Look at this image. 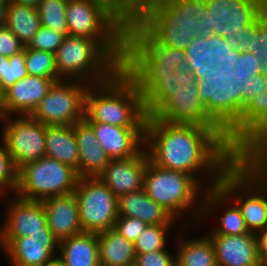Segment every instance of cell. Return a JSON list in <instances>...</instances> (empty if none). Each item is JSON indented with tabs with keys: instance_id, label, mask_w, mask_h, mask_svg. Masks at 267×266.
I'll return each mask as SVG.
<instances>
[{
	"instance_id": "ee69618b",
	"label": "cell",
	"mask_w": 267,
	"mask_h": 266,
	"mask_svg": "<svg viewBox=\"0 0 267 266\" xmlns=\"http://www.w3.org/2000/svg\"><path fill=\"white\" fill-rule=\"evenodd\" d=\"M20 40L5 26L0 27V55L10 58L24 50Z\"/></svg>"
},
{
	"instance_id": "ba28073f",
	"label": "cell",
	"mask_w": 267,
	"mask_h": 266,
	"mask_svg": "<svg viewBox=\"0 0 267 266\" xmlns=\"http://www.w3.org/2000/svg\"><path fill=\"white\" fill-rule=\"evenodd\" d=\"M186 51L158 44L139 24L125 30L124 61L127 73H171L186 68Z\"/></svg>"
},
{
	"instance_id": "9c48e42d",
	"label": "cell",
	"mask_w": 267,
	"mask_h": 266,
	"mask_svg": "<svg viewBox=\"0 0 267 266\" xmlns=\"http://www.w3.org/2000/svg\"><path fill=\"white\" fill-rule=\"evenodd\" d=\"M77 172L53 158L43 156L18 170L15 195L32 201L66 195L74 192L78 181Z\"/></svg>"
},
{
	"instance_id": "d4e9b609",
	"label": "cell",
	"mask_w": 267,
	"mask_h": 266,
	"mask_svg": "<svg viewBox=\"0 0 267 266\" xmlns=\"http://www.w3.org/2000/svg\"><path fill=\"white\" fill-rule=\"evenodd\" d=\"M118 217L140 219L148 225H174L176 219L153 201L144 188L117 198Z\"/></svg>"
},
{
	"instance_id": "816d5d0a",
	"label": "cell",
	"mask_w": 267,
	"mask_h": 266,
	"mask_svg": "<svg viewBox=\"0 0 267 266\" xmlns=\"http://www.w3.org/2000/svg\"><path fill=\"white\" fill-rule=\"evenodd\" d=\"M5 116L4 91L0 87V119Z\"/></svg>"
},
{
	"instance_id": "603a6c76",
	"label": "cell",
	"mask_w": 267,
	"mask_h": 266,
	"mask_svg": "<svg viewBox=\"0 0 267 266\" xmlns=\"http://www.w3.org/2000/svg\"><path fill=\"white\" fill-rule=\"evenodd\" d=\"M41 203L45 209L47 226L59 242L84 232L79 222L78 203L74 192L49 197Z\"/></svg>"
},
{
	"instance_id": "44dd1931",
	"label": "cell",
	"mask_w": 267,
	"mask_h": 266,
	"mask_svg": "<svg viewBox=\"0 0 267 266\" xmlns=\"http://www.w3.org/2000/svg\"><path fill=\"white\" fill-rule=\"evenodd\" d=\"M54 82L32 75L17 81L4 91L5 116L31 115Z\"/></svg>"
},
{
	"instance_id": "7bdbcfd3",
	"label": "cell",
	"mask_w": 267,
	"mask_h": 266,
	"mask_svg": "<svg viewBox=\"0 0 267 266\" xmlns=\"http://www.w3.org/2000/svg\"><path fill=\"white\" fill-rule=\"evenodd\" d=\"M253 54L261 59L262 72L267 77V10L258 18V36Z\"/></svg>"
},
{
	"instance_id": "f35d334b",
	"label": "cell",
	"mask_w": 267,
	"mask_h": 266,
	"mask_svg": "<svg viewBox=\"0 0 267 266\" xmlns=\"http://www.w3.org/2000/svg\"><path fill=\"white\" fill-rule=\"evenodd\" d=\"M27 75L24 47L23 51L4 60L3 76L0 78V87L5 91Z\"/></svg>"
},
{
	"instance_id": "db71d44e",
	"label": "cell",
	"mask_w": 267,
	"mask_h": 266,
	"mask_svg": "<svg viewBox=\"0 0 267 266\" xmlns=\"http://www.w3.org/2000/svg\"><path fill=\"white\" fill-rule=\"evenodd\" d=\"M5 56L0 55V78L3 76L4 60Z\"/></svg>"
},
{
	"instance_id": "ab89813d",
	"label": "cell",
	"mask_w": 267,
	"mask_h": 266,
	"mask_svg": "<svg viewBox=\"0 0 267 266\" xmlns=\"http://www.w3.org/2000/svg\"><path fill=\"white\" fill-rule=\"evenodd\" d=\"M64 37L65 35L63 33L41 26L27 47L55 54L61 46Z\"/></svg>"
},
{
	"instance_id": "1f68e13d",
	"label": "cell",
	"mask_w": 267,
	"mask_h": 266,
	"mask_svg": "<svg viewBox=\"0 0 267 266\" xmlns=\"http://www.w3.org/2000/svg\"><path fill=\"white\" fill-rule=\"evenodd\" d=\"M125 30L138 25L143 17L146 0H94Z\"/></svg>"
},
{
	"instance_id": "30bf717a",
	"label": "cell",
	"mask_w": 267,
	"mask_h": 266,
	"mask_svg": "<svg viewBox=\"0 0 267 266\" xmlns=\"http://www.w3.org/2000/svg\"><path fill=\"white\" fill-rule=\"evenodd\" d=\"M74 194L84 232L100 233L115 227L117 197L98 177H79Z\"/></svg>"
},
{
	"instance_id": "8d00e7d4",
	"label": "cell",
	"mask_w": 267,
	"mask_h": 266,
	"mask_svg": "<svg viewBox=\"0 0 267 266\" xmlns=\"http://www.w3.org/2000/svg\"><path fill=\"white\" fill-rule=\"evenodd\" d=\"M220 225L211 230L209 235H229L236 236L248 234L249 230L245 225L244 218L236 203L233 206H227L220 218Z\"/></svg>"
},
{
	"instance_id": "cb8c5ba5",
	"label": "cell",
	"mask_w": 267,
	"mask_h": 266,
	"mask_svg": "<svg viewBox=\"0 0 267 266\" xmlns=\"http://www.w3.org/2000/svg\"><path fill=\"white\" fill-rule=\"evenodd\" d=\"M79 151V177H98L109 163L92 126L82 119L72 125Z\"/></svg>"
},
{
	"instance_id": "5bb4252c",
	"label": "cell",
	"mask_w": 267,
	"mask_h": 266,
	"mask_svg": "<svg viewBox=\"0 0 267 266\" xmlns=\"http://www.w3.org/2000/svg\"><path fill=\"white\" fill-rule=\"evenodd\" d=\"M227 141L240 156L267 157V91L244 107L240 121L227 133Z\"/></svg>"
},
{
	"instance_id": "ac0fdd59",
	"label": "cell",
	"mask_w": 267,
	"mask_h": 266,
	"mask_svg": "<svg viewBox=\"0 0 267 266\" xmlns=\"http://www.w3.org/2000/svg\"><path fill=\"white\" fill-rule=\"evenodd\" d=\"M0 247L11 266H45L59 247L53 233H36L30 237L0 238Z\"/></svg>"
},
{
	"instance_id": "e0dca14e",
	"label": "cell",
	"mask_w": 267,
	"mask_h": 266,
	"mask_svg": "<svg viewBox=\"0 0 267 266\" xmlns=\"http://www.w3.org/2000/svg\"><path fill=\"white\" fill-rule=\"evenodd\" d=\"M8 206L4 224L2 228L0 227V238L53 233L47 226L46 213L41 202L26 200L15 195L8 202Z\"/></svg>"
},
{
	"instance_id": "f907efd6",
	"label": "cell",
	"mask_w": 267,
	"mask_h": 266,
	"mask_svg": "<svg viewBox=\"0 0 267 266\" xmlns=\"http://www.w3.org/2000/svg\"><path fill=\"white\" fill-rule=\"evenodd\" d=\"M18 4H24L32 7H37L42 0H10Z\"/></svg>"
},
{
	"instance_id": "52a82bcc",
	"label": "cell",
	"mask_w": 267,
	"mask_h": 266,
	"mask_svg": "<svg viewBox=\"0 0 267 266\" xmlns=\"http://www.w3.org/2000/svg\"><path fill=\"white\" fill-rule=\"evenodd\" d=\"M67 35L95 40L121 67L125 29L94 0H68Z\"/></svg>"
},
{
	"instance_id": "d6a6232c",
	"label": "cell",
	"mask_w": 267,
	"mask_h": 266,
	"mask_svg": "<svg viewBox=\"0 0 267 266\" xmlns=\"http://www.w3.org/2000/svg\"><path fill=\"white\" fill-rule=\"evenodd\" d=\"M25 67L28 75L52 78L58 81L55 54L47 51L30 49L25 46Z\"/></svg>"
},
{
	"instance_id": "bcb514c9",
	"label": "cell",
	"mask_w": 267,
	"mask_h": 266,
	"mask_svg": "<svg viewBox=\"0 0 267 266\" xmlns=\"http://www.w3.org/2000/svg\"><path fill=\"white\" fill-rule=\"evenodd\" d=\"M212 40H213V55L216 59V65H218V60L221 57H224L225 55L240 54V51L233 50V48L225 38L215 34L214 36H212Z\"/></svg>"
},
{
	"instance_id": "9a60e30c",
	"label": "cell",
	"mask_w": 267,
	"mask_h": 266,
	"mask_svg": "<svg viewBox=\"0 0 267 266\" xmlns=\"http://www.w3.org/2000/svg\"><path fill=\"white\" fill-rule=\"evenodd\" d=\"M217 68L228 74L230 131L240 121L244 107L249 103L250 79L262 72V63L252 52H240L221 57Z\"/></svg>"
},
{
	"instance_id": "6da1fadb",
	"label": "cell",
	"mask_w": 267,
	"mask_h": 266,
	"mask_svg": "<svg viewBox=\"0 0 267 266\" xmlns=\"http://www.w3.org/2000/svg\"><path fill=\"white\" fill-rule=\"evenodd\" d=\"M145 148L159 167L186 172L199 183L206 176L207 188L217 186L241 157L217 129L171 124L152 116L146 120Z\"/></svg>"
},
{
	"instance_id": "681fc988",
	"label": "cell",
	"mask_w": 267,
	"mask_h": 266,
	"mask_svg": "<svg viewBox=\"0 0 267 266\" xmlns=\"http://www.w3.org/2000/svg\"><path fill=\"white\" fill-rule=\"evenodd\" d=\"M8 2L0 1V27H3L6 22Z\"/></svg>"
},
{
	"instance_id": "2e32d148",
	"label": "cell",
	"mask_w": 267,
	"mask_h": 266,
	"mask_svg": "<svg viewBox=\"0 0 267 266\" xmlns=\"http://www.w3.org/2000/svg\"><path fill=\"white\" fill-rule=\"evenodd\" d=\"M199 89V99L208 116L227 134L229 132L228 74L217 65H205L193 72Z\"/></svg>"
},
{
	"instance_id": "836d02e7",
	"label": "cell",
	"mask_w": 267,
	"mask_h": 266,
	"mask_svg": "<svg viewBox=\"0 0 267 266\" xmlns=\"http://www.w3.org/2000/svg\"><path fill=\"white\" fill-rule=\"evenodd\" d=\"M68 0H42L37 6L41 26L67 35L66 6Z\"/></svg>"
},
{
	"instance_id": "5b68a950",
	"label": "cell",
	"mask_w": 267,
	"mask_h": 266,
	"mask_svg": "<svg viewBox=\"0 0 267 266\" xmlns=\"http://www.w3.org/2000/svg\"><path fill=\"white\" fill-rule=\"evenodd\" d=\"M205 187L207 186H204V183L200 184L192 175L186 172L164 169L155 165L151 160L147 163L143 187L146 194L176 220L181 218L182 216L180 215H183V212L189 209L197 210L190 216L193 224L194 221L197 223L199 219L201 220L203 202L201 197L200 199L198 198L204 195L202 190H205ZM197 199L200 201L198 202ZM196 204L198 206H195Z\"/></svg>"
},
{
	"instance_id": "4dcf8cb0",
	"label": "cell",
	"mask_w": 267,
	"mask_h": 266,
	"mask_svg": "<svg viewBox=\"0 0 267 266\" xmlns=\"http://www.w3.org/2000/svg\"><path fill=\"white\" fill-rule=\"evenodd\" d=\"M158 43L167 47L185 50L194 34L183 23H139Z\"/></svg>"
},
{
	"instance_id": "7dc6e473",
	"label": "cell",
	"mask_w": 267,
	"mask_h": 266,
	"mask_svg": "<svg viewBox=\"0 0 267 266\" xmlns=\"http://www.w3.org/2000/svg\"><path fill=\"white\" fill-rule=\"evenodd\" d=\"M267 91V77L261 72L250 79L249 86V101H251L255 96L264 94Z\"/></svg>"
},
{
	"instance_id": "74e56055",
	"label": "cell",
	"mask_w": 267,
	"mask_h": 266,
	"mask_svg": "<svg viewBox=\"0 0 267 266\" xmlns=\"http://www.w3.org/2000/svg\"><path fill=\"white\" fill-rule=\"evenodd\" d=\"M0 142V196L7 191H16L18 183V170L13 159L7 151L5 141L1 135ZM7 189V190H6Z\"/></svg>"
},
{
	"instance_id": "f6af8a7d",
	"label": "cell",
	"mask_w": 267,
	"mask_h": 266,
	"mask_svg": "<svg viewBox=\"0 0 267 266\" xmlns=\"http://www.w3.org/2000/svg\"><path fill=\"white\" fill-rule=\"evenodd\" d=\"M258 36V19L247 26L242 37V45H239L240 52H255V42Z\"/></svg>"
},
{
	"instance_id": "7402d4cb",
	"label": "cell",
	"mask_w": 267,
	"mask_h": 266,
	"mask_svg": "<svg viewBox=\"0 0 267 266\" xmlns=\"http://www.w3.org/2000/svg\"><path fill=\"white\" fill-rule=\"evenodd\" d=\"M208 236L215 248L217 266H262L255 233Z\"/></svg>"
},
{
	"instance_id": "277c9868",
	"label": "cell",
	"mask_w": 267,
	"mask_h": 266,
	"mask_svg": "<svg viewBox=\"0 0 267 266\" xmlns=\"http://www.w3.org/2000/svg\"><path fill=\"white\" fill-rule=\"evenodd\" d=\"M84 119L121 127H145L143 96L134 79L120 67L108 80L90 84L85 94Z\"/></svg>"
},
{
	"instance_id": "7c38bea8",
	"label": "cell",
	"mask_w": 267,
	"mask_h": 266,
	"mask_svg": "<svg viewBox=\"0 0 267 266\" xmlns=\"http://www.w3.org/2000/svg\"><path fill=\"white\" fill-rule=\"evenodd\" d=\"M1 120L5 123L1 135L17 170L45 156L46 125L31 115L4 116Z\"/></svg>"
},
{
	"instance_id": "4316f807",
	"label": "cell",
	"mask_w": 267,
	"mask_h": 266,
	"mask_svg": "<svg viewBox=\"0 0 267 266\" xmlns=\"http://www.w3.org/2000/svg\"><path fill=\"white\" fill-rule=\"evenodd\" d=\"M45 156L70 166L79 177V151L72 125L47 126Z\"/></svg>"
},
{
	"instance_id": "3957f363",
	"label": "cell",
	"mask_w": 267,
	"mask_h": 266,
	"mask_svg": "<svg viewBox=\"0 0 267 266\" xmlns=\"http://www.w3.org/2000/svg\"><path fill=\"white\" fill-rule=\"evenodd\" d=\"M201 197V219L203 216H211L217 208L223 209L227 202L228 206L229 203L235 202L249 232L256 234L266 229L267 157L241 156L222 175L218 185L206 188Z\"/></svg>"
},
{
	"instance_id": "e575fe53",
	"label": "cell",
	"mask_w": 267,
	"mask_h": 266,
	"mask_svg": "<svg viewBox=\"0 0 267 266\" xmlns=\"http://www.w3.org/2000/svg\"><path fill=\"white\" fill-rule=\"evenodd\" d=\"M187 65L186 68L191 72L202 67L206 62L210 65H216V59L213 55V40L210 38L195 37L185 49Z\"/></svg>"
},
{
	"instance_id": "8992f818",
	"label": "cell",
	"mask_w": 267,
	"mask_h": 266,
	"mask_svg": "<svg viewBox=\"0 0 267 266\" xmlns=\"http://www.w3.org/2000/svg\"><path fill=\"white\" fill-rule=\"evenodd\" d=\"M59 80L97 84L108 80L121 66L95 41L66 35L55 52Z\"/></svg>"
},
{
	"instance_id": "83f0119b",
	"label": "cell",
	"mask_w": 267,
	"mask_h": 266,
	"mask_svg": "<svg viewBox=\"0 0 267 266\" xmlns=\"http://www.w3.org/2000/svg\"><path fill=\"white\" fill-rule=\"evenodd\" d=\"M100 266H135L134 243L114 228L97 233Z\"/></svg>"
},
{
	"instance_id": "4fadbf2b",
	"label": "cell",
	"mask_w": 267,
	"mask_h": 266,
	"mask_svg": "<svg viewBox=\"0 0 267 266\" xmlns=\"http://www.w3.org/2000/svg\"><path fill=\"white\" fill-rule=\"evenodd\" d=\"M209 12L205 0H146L140 23H183L195 37L210 38Z\"/></svg>"
},
{
	"instance_id": "d6986e66",
	"label": "cell",
	"mask_w": 267,
	"mask_h": 266,
	"mask_svg": "<svg viewBox=\"0 0 267 266\" xmlns=\"http://www.w3.org/2000/svg\"><path fill=\"white\" fill-rule=\"evenodd\" d=\"M149 160L146 148L134 157L109 160L98 178L117 198L130 192L139 191L144 187V175Z\"/></svg>"
},
{
	"instance_id": "c3c4849f",
	"label": "cell",
	"mask_w": 267,
	"mask_h": 266,
	"mask_svg": "<svg viewBox=\"0 0 267 266\" xmlns=\"http://www.w3.org/2000/svg\"><path fill=\"white\" fill-rule=\"evenodd\" d=\"M258 254L262 266H267V228L256 233Z\"/></svg>"
},
{
	"instance_id": "f1b7e54d",
	"label": "cell",
	"mask_w": 267,
	"mask_h": 266,
	"mask_svg": "<svg viewBox=\"0 0 267 266\" xmlns=\"http://www.w3.org/2000/svg\"><path fill=\"white\" fill-rule=\"evenodd\" d=\"M4 26L27 46L41 27L37 7L9 1Z\"/></svg>"
},
{
	"instance_id": "7a4b0ae2",
	"label": "cell",
	"mask_w": 267,
	"mask_h": 266,
	"mask_svg": "<svg viewBox=\"0 0 267 266\" xmlns=\"http://www.w3.org/2000/svg\"><path fill=\"white\" fill-rule=\"evenodd\" d=\"M143 96L147 116L171 124L195 125L227 134L208 116L199 99L197 80L189 69L171 73H128Z\"/></svg>"
},
{
	"instance_id": "f5cc1de1",
	"label": "cell",
	"mask_w": 267,
	"mask_h": 266,
	"mask_svg": "<svg viewBox=\"0 0 267 266\" xmlns=\"http://www.w3.org/2000/svg\"><path fill=\"white\" fill-rule=\"evenodd\" d=\"M45 266H66L57 256L53 257Z\"/></svg>"
},
{
	"instance_id": "8fae6325",
	"label": "cell",
	"mask_w": 267,
	"mask_h": 266,
	"mask_svg": "<svg viewBox=\"0 0 267 266\" xmlns=\"http://www.w3.org/2000/svg\"><path fill=\"white\" fill-rule=\"evenodd\" d=\"M88 86L79 80L54 82L31 116L46 126L73 125L81 121Z\"/></svg>"
},
{
	"instance_id": "484cf974",
	"label": "cell",
	"mask_w": 267,
	"mask_h": 266,
	"mask_svg": "<svg viewBox=\"0 0 267 266\" xmlns=\"http://www.w3.org/2000/svg\"><path fill=\"white\" fill-rule=\"evenodd\" d=\"M58 249L66 266H100L97 233L83 232L61 240Z\"/></svg>"
},
{
	"instance_id": "f546056e",
	"label": "cell",
	"mask_w": 267,
	"mask_h": 266,
	"mask_svg": "<svg viewBox=\"0 0 267 266\" xmlns=\"http://www.w3.org/2000/svg\"><path fill=\"white\" fill-rule=\"evenodd\" d=\"M176 249V266H217L216 252L209 236L180 239Z\"/></svg>"
},
{
	"instance_id": "ffe728a7",
	"label": "cell",
	"mask_w": 267,
	"mask_h": 266,
	"mask_svg": "<svg viewBox=\"0 0 267 266\" xmlns=\"http://www.w3.org/2000/svg\"><path fill=\"white\" fill-rule=\"evenodd\" d=\"M89 124L110 160L137 156L145 148V127Z\"/></svg>"
},
{
	"instance_id": "b9f144b4",
	"label": "cell",
	"mask_w": 267,
	"mask_h": 266,
	"mask_svg": "<svg viewBox=\"0 0 267 266\" xmlns=\"http://www.w3.org/2000/svg\"><path fill=\"white\" fill-rule=\"evenodd\" d=\"M135 266H176V256L167 248L136 255Z\"/></svg>"
},
{
	"instance_id": "60d3db41",
	"label": "cell",
	"mask_w": 267,
	"mask_h": 266,
	"mask_svg": "<svg viewBox=\"0 0 267 266\" xmlns=\"http://www.w3.org/2000/svg\"><path fill=\"white\" fill-rule=\"evenodd\" d=\"M148 224L132 217H117L114 229L128 241L134 243Z\"/></svg>"
},
{
	"instance_id": "d590c367",
	"label": "cell",
	"mask_w": 267,
	"mask_h": 266,
	"mask_svg": "<svg viewBox=\"0 0 267 266\" xmlns=\"http://www.w3.org/2000/svg\"><path fill=\"white\" fill-rule=\"evenodd\" d=\"M173 225H148L134 242L136 255L165 249Z\"/></svg>"
}]
</instances>
